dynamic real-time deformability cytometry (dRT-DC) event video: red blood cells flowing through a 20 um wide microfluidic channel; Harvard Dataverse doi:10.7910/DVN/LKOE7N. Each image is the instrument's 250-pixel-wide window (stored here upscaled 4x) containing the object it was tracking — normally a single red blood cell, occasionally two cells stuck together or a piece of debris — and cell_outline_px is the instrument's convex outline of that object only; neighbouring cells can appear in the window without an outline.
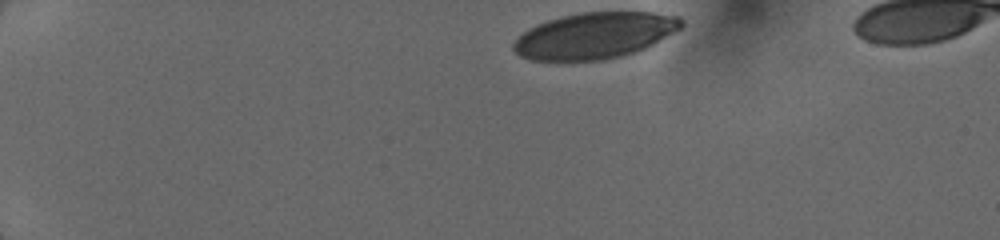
{"species": "human", "species_latin": "Homo sapiens", "temperature_condition": "cold", "stored_images_in_passage": 7, "camera_frame_rate_fps": 3000, "um_per_image_px": 0.085, "donor": {"sex": "female"}, "frame": {"image": 1, "passage_image": 1, "time_ms": 0.0, "image_size_px": [1000, 240], "cell_outline_px": [[684, 24], [680, 28], [652, 44], [644, 48], [620, 56], [604, 60], [532, 60], [520, 56], [512, 48], [512, 44], [528, 28], [536, 24], [560, 16], [580, 12], [652, 12], [680, 16], [684, 20]], "centroid_in_image_um": [50.54, 3.0], "position_along_channel_um": 34.5, "area_um2": 44.91}}
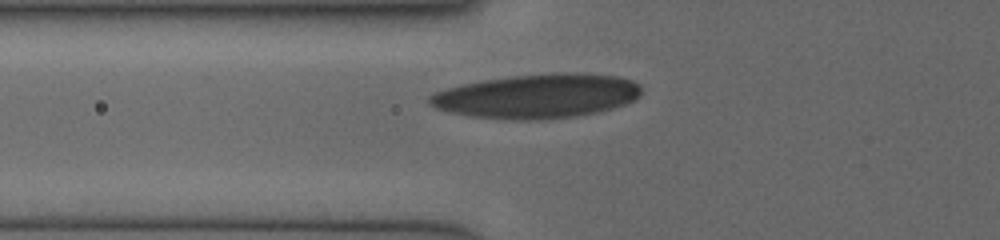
{"frame": {"image": 2, "passage_image": 6, "time_ms": 3.333, "image_size_px": [1000, 240], "cell_outline_px": [[640, 96], [636, 100], [612, 108], [596, 112], [572, 116], [540, 120], [520, 120], [468, 116], [436, 108], [428, 104], [428, 96], [444, 88], [460, 84], [508, 76], [552, 72], [580, 72], [620, 76], [632, 80], [640, 84]], "centroid_in_image_um": [45.67, 8.14], "position_along_channel_um": 80.1, "area_um2": 55.03}}